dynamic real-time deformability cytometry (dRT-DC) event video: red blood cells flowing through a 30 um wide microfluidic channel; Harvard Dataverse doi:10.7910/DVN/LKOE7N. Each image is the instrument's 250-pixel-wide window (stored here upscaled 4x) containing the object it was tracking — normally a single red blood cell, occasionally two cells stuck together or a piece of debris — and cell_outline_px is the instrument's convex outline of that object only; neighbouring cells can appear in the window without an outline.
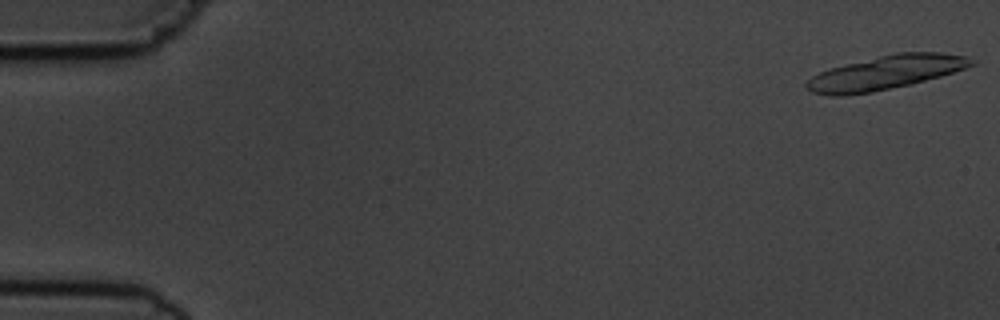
{"species": "common noctule bat (a hibernating species)", "species_latin": "Nyctalus noctula", "temperature_condition": "cold", "stored_images_in_passage": 14, "camera_frame_rate_fps": 3000, "um_per_image_px": 0.085, "animal": {"sex": "male", "body_mass_g": 19.5, "forearm_length_mm": 54.6}, "frame": {"image": 1, "passage_image": 1, "time_ms": 0.0, "image_size_px": [1000, 320], "cell_outline_px": [[976, 64], [940, 76], [912, 84], [872, 92], [844, 96], [828, 96], [812, 92], [804, 84], [812, 76], [820, 72], [832, 68], [896, 52], [940, 52], [964, 56]], "centroid_in_image_um": [75.25, 6.19], "position_along_channel_um": 9.8, "area_um2": 32.08}}